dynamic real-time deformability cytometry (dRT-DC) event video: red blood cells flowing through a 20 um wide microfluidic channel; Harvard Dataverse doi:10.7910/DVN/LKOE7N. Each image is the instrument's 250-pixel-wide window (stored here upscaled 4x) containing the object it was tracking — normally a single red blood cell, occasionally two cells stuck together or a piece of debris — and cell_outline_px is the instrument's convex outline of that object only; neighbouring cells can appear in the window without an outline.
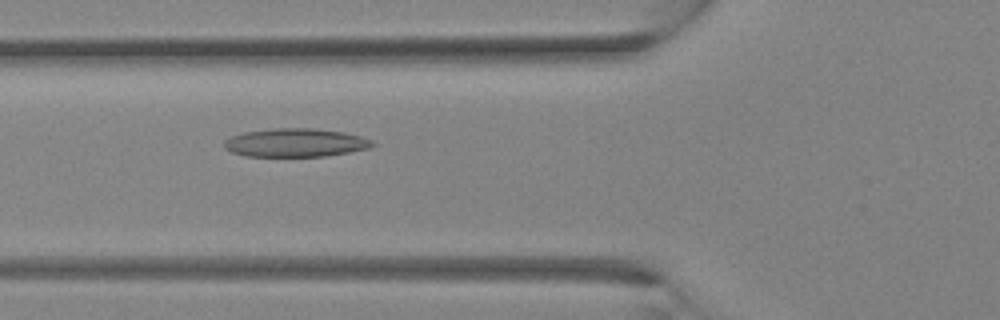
{"species": "Egyptian fruit bat (a non-hibernating species)", "species_latin": "Rousettus aegyptiacus", "temperature_condition": "room temperature", "stored_images_in_passage": 28, "camera_frame_rate_fps": 3000, "um_per_image_px": 0.085, "animal": {"sex": "female"}, "frame": {"image": 1, "passage_image": 7, "time_ms": 2.0, "image_size_px": [1000, 320], "cell_outline_px": [[376, 144], [368, 148], [348, 152], [324, 156], [244, 156], [232, 152], [224, 148], [224, 140], [232, 136], [244, 132], [276, 128], [312, 128], [344, 132], [360, 136], [372, 140]], "centroid_in_image_um": [25.1, 12.12], "position_along_channel_um": 100.7, "area_um2": 24.45}}
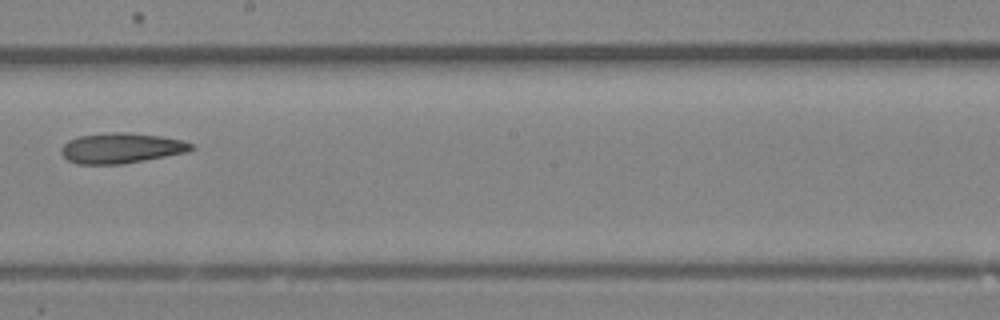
{"frame": {"image": 2, "passage_image": 14, "time_ms": 4.333, "image_size_px": [1000, 320], "cell_outline_px": [[196, 148], [188, 152], [144, 160], [120, 164], [76, 164], [68, 160], [60, 152], [60, 148], [68, 140], [80, 136], [112, 132], [124, 132], [160, 136], [184, 140], [192, 144]], "centroid_in_image_um": [10.31, 12.59], "position_along_channel_um": 237.9, "area_um2": 22.95}}
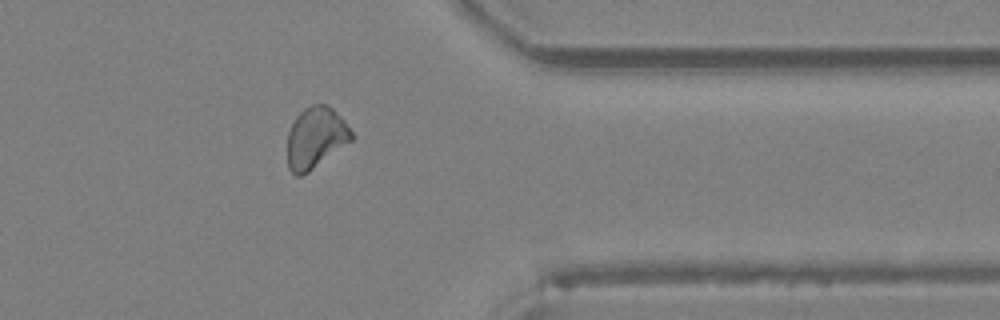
{"frame": {"image": 3, "passage_image": 22, "time_ms": 7.0, "image_size_px": [1000, 320], "cell_outline_px": [[356, 136], [352, 140], [308, 172], [300, 176], [296, 176], [288, 168], [288, 132], [296, 116], [304, 108], [312, 104], [328, 104], [344, 120]], "centroid_in_image_um": [26.84, 11.69], "position_along_channel_um": 384.6, "area_um2": 22.83}}